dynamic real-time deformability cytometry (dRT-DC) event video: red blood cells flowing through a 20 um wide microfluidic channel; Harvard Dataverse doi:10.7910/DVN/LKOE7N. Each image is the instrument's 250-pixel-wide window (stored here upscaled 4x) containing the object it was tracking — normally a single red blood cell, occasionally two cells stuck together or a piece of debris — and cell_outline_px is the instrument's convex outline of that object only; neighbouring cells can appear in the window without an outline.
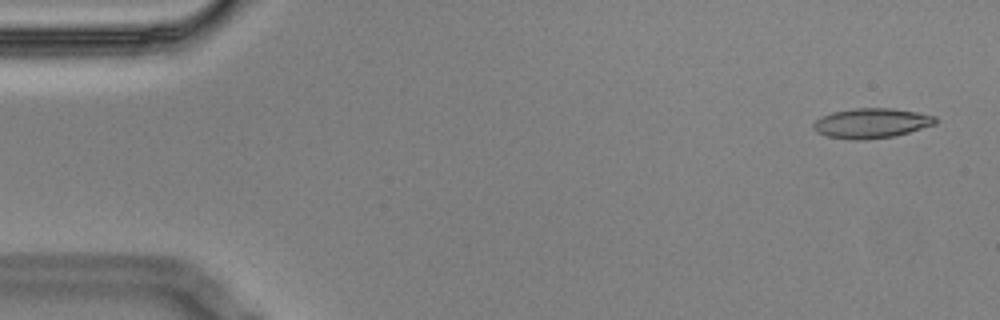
{"species": "Egyptian fruit bat (a non-hibernating species)", "species_latin": "Rousettus aegyptiacus", "temperature_condition": "cold", "stored_images_in_passage": 5, "camera_frame_rate_fps": 3000, "um_per_image_px": 0.085, "animal": {"sex": "male"}, "frame": {"image": 1, "passage_image": 1, "time_ms": 0.0, "image_size_px": [1000, 320], "cell_outline_px": [[936, 124], [896, 136], [860, 140], [856, 140], [828, 136], [816, 132], [812, 128], [812, 124], [816, 120], [832, 112], [856, 108], [892, 108], [916, 112], [936, 116]], "centroid_in_image_um": [74.08, 10.47], "position_along_channel_um": 10.9, "area_um2": 21.15}}
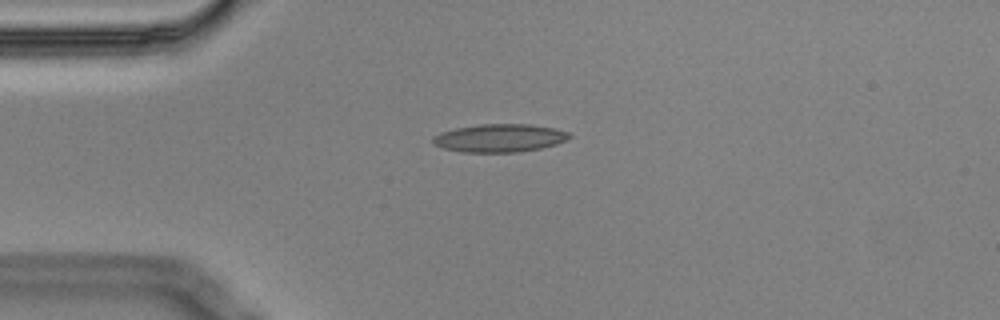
{"frame": {"image": 2, "passage_image": 4, "time_ms": 1.0, "image_size_px": [1000, 320], "cell_outline_px": [[572, 136], [556, 144], [540, 148], [520, 152], [460, 152], [444, 148], [436, 144], [432, 140], [432, 136], [440, 132], [456, 128], [480, 124], [528, 124], [552, 128], [568, 132]], "centroid_in_image_um": [42.44, 11.73], "position_along_channel_um": 42.6, "area_um2": 22.14}}